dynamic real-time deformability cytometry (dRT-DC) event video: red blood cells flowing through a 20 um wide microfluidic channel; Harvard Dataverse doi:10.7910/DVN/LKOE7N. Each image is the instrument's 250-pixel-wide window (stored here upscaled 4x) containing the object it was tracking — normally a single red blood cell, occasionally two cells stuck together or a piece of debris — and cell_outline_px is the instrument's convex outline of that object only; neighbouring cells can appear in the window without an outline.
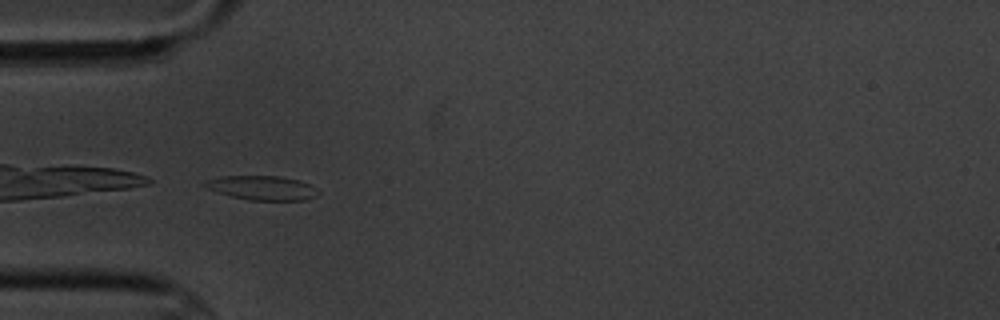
{"species": "common noctule bat (a hibernating species)", "species_latin": "Nyctalus noctula", "temperature_condition": "cold", "stored_images_in_passage": 6, "camera_frame_rate_fps": 3000, "um_per_image_px": 0.085, "animal": {"sex": "male", "body_mass_g": 20.1, "forearm_length_mm": 53.5}, "frame": {"image": 1, "passage_image": 5, "time_ms": 4.667, "image_size_px": [1000, 320], "cell_outline_px": [[320, 192], [316, 196], [304, 200], [248, 200], [232, 196], [208, 188], [200, 184], [208, 180], [220, 176], [276, 176], [300, 180], [308, 184]], "centroid_in_image_um": [22.29, 15.97], "position_along_channel_um": 62.7, "area_um2": 15.78}}